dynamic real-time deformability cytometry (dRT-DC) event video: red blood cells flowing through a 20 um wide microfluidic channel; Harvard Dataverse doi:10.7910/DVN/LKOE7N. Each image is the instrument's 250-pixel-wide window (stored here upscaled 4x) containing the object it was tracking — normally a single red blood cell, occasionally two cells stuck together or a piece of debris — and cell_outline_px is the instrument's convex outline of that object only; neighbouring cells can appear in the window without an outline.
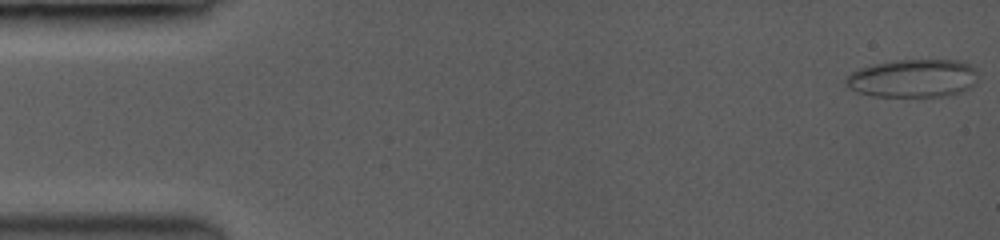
{"species": "common noctule bat (a hibernating species)", "species_latin": "Nyctalus noctula", "temperature_condition": "room temperature", "stored_images_in_passage": 7, "camera_frame_rate_fps": 3500, "um_per_image_px": 0.085, "animal": {"sex": "female", "body_mass_g": 19.0, "forearm_length_mm": 53.3}, "frame": {"image": 1, "passage_image": 1, "time_ms": 0.0, "image_size_px": [1000, 240], "cell_outline_px": [[980, 72], [976, 84], [960, 92], [948, 96], [872, 96], [856, 92], [848, 88], [844, 84], [844, 76], [852, 72], [864, 68], [880, 64], [900, 60], [960, 60], [972, 64]], "centroid_in_image_um": [77.67, 6.66], "position_along_channel_um": 7.3, "area_um2": 29.59}}